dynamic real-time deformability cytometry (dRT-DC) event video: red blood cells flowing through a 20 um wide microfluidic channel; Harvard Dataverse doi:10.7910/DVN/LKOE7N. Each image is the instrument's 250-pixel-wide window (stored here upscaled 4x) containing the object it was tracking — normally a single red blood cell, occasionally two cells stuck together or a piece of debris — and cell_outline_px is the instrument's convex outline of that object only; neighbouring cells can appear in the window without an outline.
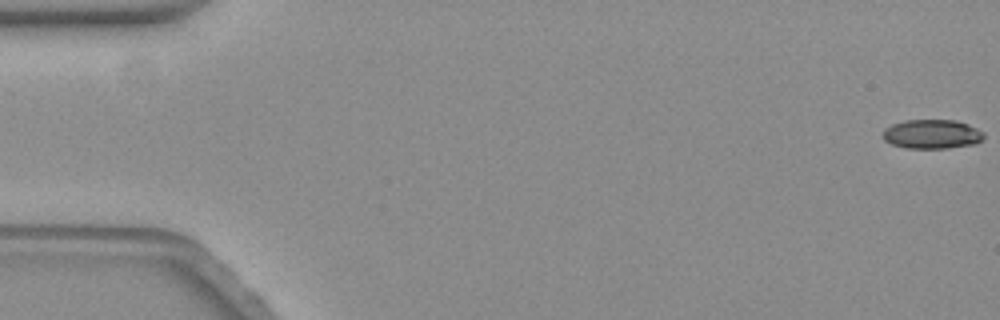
{"species": "common noctule bat (a hibernating species)", "species_latin": "Nyctalus noctula", "temperature_condition": "warm", "stored_images_in_passage": 15, "camera_frame_rate_fps": 3000, "um_per_image_px": 0.085, "animal": {"sex": "female", "body_mass_g": 19.3, "forearm_length_mm": 54.1}, "frame": {"image": 1, "passage_image": 1, "time_ms": 0.0, "image_size_px": [1000, 320], "cell_outline_px": [[984, 136], [976, 144], [948, 148], [908, 148], [892, 144], [884, 140], [884, 128], [892, 124], [904, 120], [956, 120], [968, 124], [984, 132]], "centroid_in_image_um": [79.23, 11.39], "position_along_channel_um": 5.8, "area_um2": 17.17}}
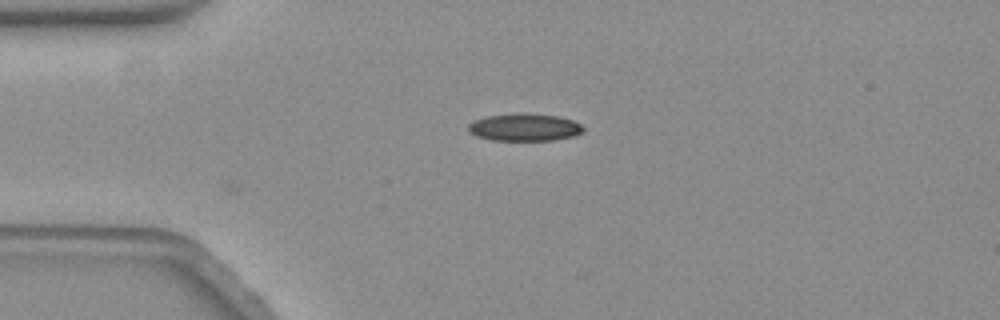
{"frame": {"image": 2, "passage_image": 15, "time_ms": 4.667, "image_size_px": [1000, 320], "cell_outline_px": [[584, 132], [572, 136], [552, 140], [492, 140], [476, 136], [468, 132], [468, 124], [472, 120], [488, 116], [556, 116], [572, 120], [580, 124], [584, 128]], "centroid_in_image_um": [44.56, 10.87], "position_along_channel_um": 40.4, "area_um2": 17.46}}